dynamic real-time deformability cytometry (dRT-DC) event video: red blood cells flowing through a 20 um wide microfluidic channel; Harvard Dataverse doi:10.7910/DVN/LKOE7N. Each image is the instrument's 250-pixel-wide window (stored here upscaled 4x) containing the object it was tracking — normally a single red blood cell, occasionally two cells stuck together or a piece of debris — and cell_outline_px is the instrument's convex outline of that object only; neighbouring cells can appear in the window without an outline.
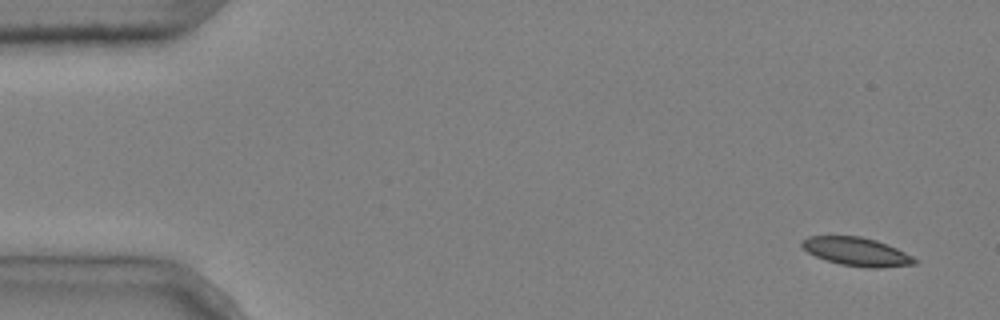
{"species": "common noctule bat (a hibernating species)", "species_latin": "Nyctalus noctula", "temperature_condition": "cold", "stored_images_in_passage": 8, "camera_frame_rate_fps": 3000, "um_per_image_px": 0.085, "animal": {"sex": "male", "body_mass_g": 20.4}, "frame": {"image": 1, "passage_image": 1, "time_ms": 0.0, "image_size_px": [1000, 320], "cell_outline_px": [[920, 260], [916, 264], [880, 268], [868, 268], [840, 264], [816, 256], [808, 252], [800, 244], [800, 240], [808, 236], [860, 236], [876, 240], [896, 248]], "centroid_in_image_um": [72.83, 21.39], "position_along_channel_um": 12.2, "area_um2": 18.67}}
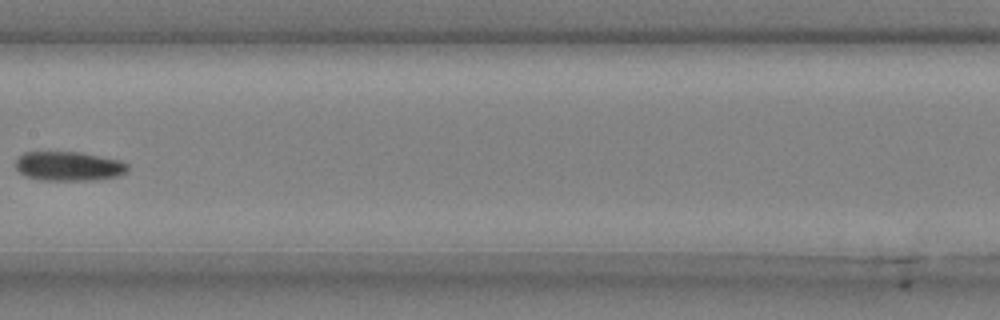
{"frame": {"image": 2, "passage_image": 7, "time_ms": 2.0, "image_size_px": [1000, 320], "cell_outline_px": [[128, 172], [120, 176], [92, 180], [40, 180], [24, 176], [16, 168], [16, 160], [24, 152], [84, 152], [120, 160], [128, 164]], "centroid_in_image_um": [5.88, 14.12], "position_along_channel_um": 201.5, "area_um2": 19.36}}
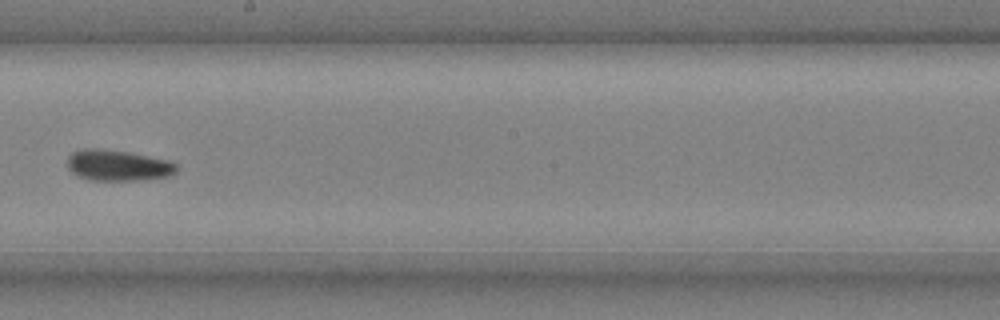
{"frame": {"image": 3, "passage_image": 8, "time_ms": 2.333, "image_size_px": [1000, 320], "cell_outline_px": [[176, 172], [172, 176], [144, 180], [88, 180], [72, 172], [68, 168], [68, 156], [72, 152], [88, 148], [96, 148], [128, 152], [168, 160], [176, 164]], "centroid_in_image_um": [10.04, 14.07], "position_along_channel_um": 238.2, "area_um2": 19.65}}